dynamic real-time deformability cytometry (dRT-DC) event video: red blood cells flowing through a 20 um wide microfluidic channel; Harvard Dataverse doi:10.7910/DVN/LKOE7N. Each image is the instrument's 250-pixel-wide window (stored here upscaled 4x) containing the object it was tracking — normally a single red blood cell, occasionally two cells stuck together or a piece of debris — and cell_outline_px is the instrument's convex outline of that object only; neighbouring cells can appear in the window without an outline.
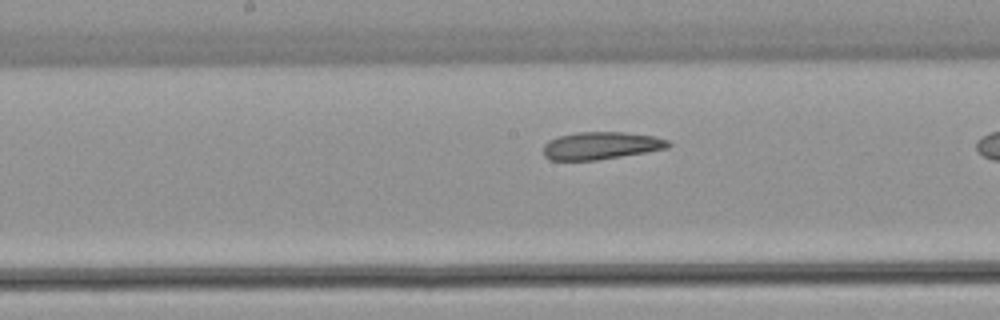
{"species": "common noctule bat (a hibernating species)", "species_latin": "Nyctalus noctula", "temperature_condition": "warm", "stored_images_in_passage": 17, "camera_frame_rate_fps": 3000, "um_per_image_px": 0.085, "animal": {"sex": "female", "body_mass_g": 22.7, "forearm_length_mm": 54.2}, "frame": {"image": 1, "passage_image": 8, "time_ms": 2.333, "image_size_px": [1000, 320], "cell_outline_px": [[672, 144], [668, 148], [596, 160], [548, 160], [544, 156], [544, 144], [548, 140], [560, 136], [576, 132], [624, 132], [652, 136], [668, 140]], "centroid_in_image_um": [51.05, 12.37], "position_along_channel_um": 197.1, "area_um2": 19.88}}